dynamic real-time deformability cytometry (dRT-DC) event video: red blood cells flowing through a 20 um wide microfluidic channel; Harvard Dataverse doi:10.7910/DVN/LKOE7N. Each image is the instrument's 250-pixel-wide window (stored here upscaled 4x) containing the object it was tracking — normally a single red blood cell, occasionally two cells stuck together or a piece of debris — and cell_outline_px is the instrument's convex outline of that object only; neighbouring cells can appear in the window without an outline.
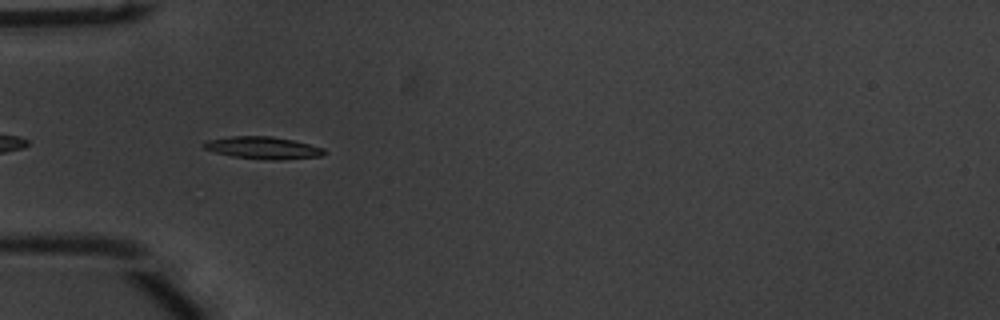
{"species": "common noctule bat (a hibernating species)", "species_latin": "Nyctalus noctula", "temperature_condition": "warm", "stored_images_in_passage": 17, "camera_frame_rate_fps": 3000, "um_per_image_px": 0.085, "animal": {"sex": "male", "body_mass_g": 20.1, "forearm_length_mm": 53.5}, "frame": {"image": 1, "passage_image": 3, "time_ms": 0.667, "image_size_px": [1000, 320], "cell_outline_px": [[324, 152], [320, 156], [276, 160], [264, 160], [232, 156], [216, 152], [204, 148], [200, 144], [208, 140], [232, 136], [272, 136], [292, 140], [324, 148]], "centroid_in_image_um": [22.31, 12.56], "position_along_channel_um": 62.7, "area_um2": 15.43}}
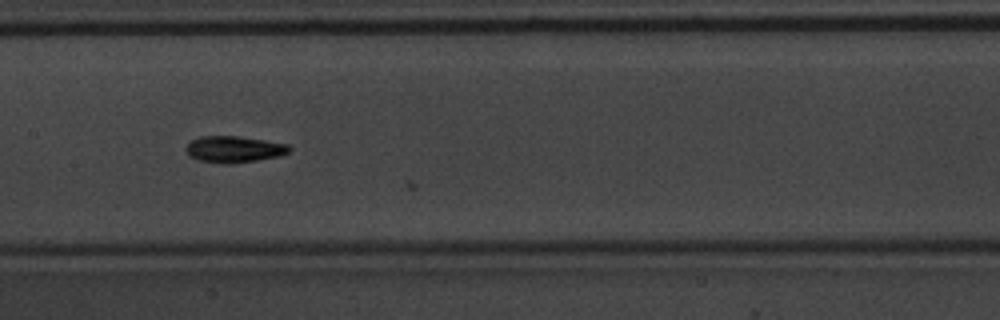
{"frame": {"image": 2, "passage_image": 13, "time_ms": 4.0, "image_size_px": [1000, 320], "cell_outline_px": [[292, 148], [288, 152], [280, 156], [256, 160], [228, 164], [224, 164], [196, 160], [188, 156], [184, 148], [192, 140], [200, 136], [240, 136], [288, 144]], "centroid_in_image_um": [19.86, 12.69], "position_along_channel_um": 187.5, "area_um2": 16.07}}